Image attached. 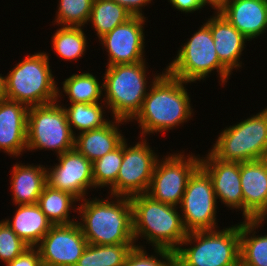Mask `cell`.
<instances>
[{
    "label": "cell",
    "instance_id": "obj_14",
    "mask_svg": "<svg viewBox=\"0 0 267 266\" xmlns=\"http://www.w3.org/2000/svg\"><path fill=\"white\" fill-rule=\"evenodd\" d=\"M58 158L59 164L49 171L46 169V185L83 200L87 189L94 188L92 162L75 147Z\"/></svg>",
    "mask_w": 267,
    "mask_h": 266
},
{
    "label": "cell",
    "instance_id": "obj_6",
    "mask_svg": "<svg viewBox=\"0 0 267 266\" xmlns=\"http://www.w3.org/2000/svg\"><path fill=\"white\" fill-rule=\"evenodd\" d=\"M145 61L107 66L103 89L104 102L114 119L129 122L140 111L146 92Z\"/></svg>",
    "mask_w": 267,
    "mask_h": 266
},
{
    "label": "cell",
    "instance_id": "obj_8",
    "mask_svg": "<svg viewBox=\"0 0 267 266\" xmlns=\"http://www.w3.org/2000/svg\"><path fill=\"white\" fill-rule=\"evenodd\" d=\"M176 59L165 69L170 75L184 82L204 80L211 71L217 70L222 83L227 82L231 72L220 62L214 39L207 23L178 50Z\"/></svg>",
    "mask_w": 267,
    "mask_h": 266
},
{
    "label": "cell",
    "instance_id": "obj_5",
    "mask_svg": "<svg viewBox=\"0 0 267 266\" xmlns=\"http://www.w3.org/2000/svg\"><path fill=\"white\" fill-rule=\"evenodd\" d=\"M51 72L48 54L26 56L6 76L7 99L28 108L58 101L60 91Z\"/></svg>",
    "mask_w": 267,
    "mask_h": 266
},
{
    "label": "cell",
    "instance_id": "obj_37",
    "mask_svg": "<svg viewBox=\"0 0 267 266\" xmlns=\"http://www.w3.org/2000/svg\"><path fill=\"white\" fill-rule=\"evenodd\" d=\"M120 6H123L126 10H128L133 16H141L143 6L150 4L152 0H113Z\"/></svg>",
    "mask_w": 267,
    "mask_h": 266
},
{
    "label": "cell",
    "instance_id": "obj_30",
    "mask_svg": "<svg viewBox=\"0 0 267 266\" xmlns=\"http://www.w3.org/2000/svg\"><path fill=\"white\" fill-rule=\"evenodd\" d=\"M52 37L55 52L65 60H77L85 53L87 40L81 27L62 26Z\"/></svg>",
    "mask_w": 267,
    "mask_h": 266
},
{
    "label": "cell",
    "instance_id": "obj_4",
    "mask_svg": "<svg viewBox=\"0 0 267 266\" xmlns=\"http://www.w3.org/2000/svg\"><path fill=\"white\" fill-rule=\"evenodd\" d=\"M174 252L176 266H240V224L223 230L195 231L187 234Z\"/></svg>",
    "mask_w": 267,
    "mask_h": 266
},
{
    "label": "cell",
    "instance_id": "obj_17",
    "mask_svg": "<svg viewBox=\"0 0 267 266\" xmlns=\"http://www.w3.org/2000/svg\"><path fill=\"white\" fill-rule=\"evenodd\" d=\"M205 158L200 160V166L212 180L216 199L219 198L228 207L242 210L240 162L219 160L211 152Z\"/></svg>",
    "mask_w": 267,
    "mask_h": 266
},
{
    "label": "cell",
    "instance_id": "obj_10",
    "mask_svg": "<svg viewBox=\"0 0 267 266\" xmlns=\"http://www.w3.org/2000/svg\"><path fill=\"white\" fill-rule=\"evenodd\" d=\"M216 200L212 180L199 166L190 176L180 204L188 233L216 228Z\"/></svg>",
    "mask_w": 267,
    "mask_h": 266
},
{
    "label": "cell",
    "instance_id": "obj_7",
    "mask_svg": "<svg viewBox=\"0 0 267 266\" xmlns=\"http://www.w3.org/2000/svg\"><path fill=\"white\" fill-rule=\"evenodd\" d=\"M211 153L222 161L246 162L267 158V110L226 127Z\"/></svg>",
    "mask_w": 267,
    "mask_h": 266
},
{
    "label": "cell",
    "instance_id": "obj_31",
    "mask_svg": "<svg viewBox=\"0 0 267 266\" xmlns=\"http://www.w3.org/2000/svg\"><path fill=\"white\" fill-rule=\"evenodd\" d=\"M123 160V143L114 151L92 163L94 187H111L117 179Z\"/></svg>",
    "mask_w": 267,
    "mask_h": 266
},
{
    "label": "cell",
    "instance_id": "obj_38",
    "mask_svg": "<svg viewBox=\"0 0 267 266\" xmlns=\"http://www.w3.org/2000/svg\"><path fill=\"white\" fill-rule=\"evenodd\" d=\"M0 74V101L7 99L6 92V76H1Z\"/></svg>",
    "mask_w": 267,
    "mask_h": 266
},
{
    "label": "cell",
    "instance_id": "obj_29",
    "mask_svg": "<svg viewBox=\"0 0 267 266\" xmlns=\"http://www.w3.org/2000/svg\"><path fill=\"white\" fill-rule=\"evenodd\" d=\"M103 106L100 103H71L70 107H64L67 120L72 130L73 127L83 131L97 129L105 126L109 121L104 119Z\"/></svg>",
    "mask_w": 267,
    "mask_h": 266
},
{
    "label": "cell",
    "instance_id": "obj_9",
    "mask_svg": "<svg viewBox=\"0 0 267 266\" xmlns=\"http://www.w3.org/2000/svg\"><path fill=\"white\" fill-rule=\"evenodd\" d=\"M56 102L28 109L27 150H55L58 157L75 147L76 133L70 128L64 106Z\"/></svg>",
    "mask_w": 267,
    "mask_h": 266
},
{
    "label": "cell",
    "instance_id": "obj_2",
    "mask_svg": "<svg viewBox=\"0 0 267 266\" xmlns=\"http://www.w3.org/2000/svg\"><path fill=\"white\" fill-rule=\"evenodd\" d=\"M77 207L82 222L81 231L88 244H134L133 208L130 197L119 196L117 201L83 199Z\"/></svg>",
    "mask_w": 267,
    "mask_h": 266
},
{
    "label": "cell",
    "instance_id": "obj_26",
    "mask_svg": "<svg viewBox=\"0 0 267 266\" xmlns=\"http://www.w3.org/2000/svg\"><path fill=\"white\" fill-rule=\"evenodd\" d=\"M132 17L128 10L113 0H94L89 21L93 24L97 36L101 38Z\"/></svg>",
    "mask_w": 267,
    "mask_h": 266
},
{
    "label": "cell",
    "instance_id": "obj_13",
    "mask_svg": "<svg viewBox=\"0 0 267 266\" xmlns=\"http://www.w3.org/2000/svg\"><path fill=\"white\" fill-rule=\"evenodd\" d=\"M87 245L76 221L68 225H53L36 248L43 266H74Z\"/></svg>",
    "mask_w": 267,
    "mask_h": 266
},
{
    "label": "cell",
    "instance_id": "obj_25",
    "mask_svg": "<svg viewBox=\"0 0 267 266\" xmlns=\"http://www.w3.org/2000/svg\"><path fill=\"white\" fill-rule=\"evenodd\" d=\"M75 201L79 200L70 193L45 185L37 204L52 225H68L75 223V220L69 217L70 209H72L70 207Z\"/></svg>",
    "mask_w": 267,
    "mask_h": 266
},
{
    "label": "cell",
    "instance_id": "obj_35",
    "mask_svg": "<svg viewBox=\"0 0 267 266\" xmlns=\"http://www.w3.org/2000/svg\"><path fill=\"white\" fill-rule=\"evenodd\" d=\"M6 266H43L38 248L29 247Z\"/></svg>",
    "mask_w": 267,
    "mask_h": 266
},
{
    "label": "cell",
    "instance_id": "obj_23",
    "mask_svg": "<svg viewBox=\"0 0 267 266\" xmlns=\"http://www.w3.org/2000/svg\"><path fill=\"white\" fill-rule=\"evenodd\" d=\"M10 182L14 204H36L46 185V168L42 165H20L12 167Z\"/></svg>",
    "mask_w": 267,
    "mask_h": 266
},
{
    "label": "cell",
    "instance_id": "obj_18",
    "mask_svg": "<svg viewBox=\"0 0 267 266\" xmlns=\"http://www.w3.org/2000/svg\"><path fill=\"white\" fill-rule=\"evenodd\" d=\"M216 10L248 41L267 30V0H225Z\"/></svg>",
    "mask_w": 267,
    "mask_h": 266
},
{
    "label": "cell",
    "instance_id": "obj_15",
    "mask_svg": "<svg viewBox=\"0 0 267 266\" xmlns=\"http://www.w3.org/2000/svg\"><path fill=\"white\" fill-rule=\"evenodd\" d=\"M144 22V16H133L99 38L109 53L107 66L145 61L143 59Z\"/></svg>",
    "mask_w": 267,
    "mask_h": 266
},
{
    "label": "cell",
    "instance_id": "obj_36",
    "mask_svg": "<svg viewBox=\"0 0 267 266\" xmlns=\"http://www.w3.org/2000/svg\"><path fill=\"white\" fill-rule=\"evenodd\" d=\"M175 9L181 12H194L202 9L207 3L204 0H169Z\"/></svg>",
    "mask_w": 267,
    "mask_h": 266
},
{
    "label": "cell",
    "instance_id": "obj_33",
    "mask_svg": "<svg viewBox=\"0 0 267 266\" xmlns=\"http://www.w3.org/2000/svg\"><path fill=\"white\" fill-rule=\"evenodd\" d=\"M155 253L161 256V259L154 255H147L146 251L138 245H135L126 256L123 266H172L174 264V252L167 249L154 248Z\"/></svg>",
    "mask_w": 267,
    "mask_h": 266
},
{
    "label": "cell",
    "instance_id": "obj_19",
    "mask_svg": "<svg viewBox=\"0 0 267 266\" xmlns=\"http://www.w3.org/2000/svg\"><path fill=\"white\" fill-rule=\"evenodd\" d=\"M28 107L17 101H0V150L20 156L27 149Z\"/></svg>",
    "mask_w": 267,
    "mask_h": 266
},
{
    "label": "cell",
    "instance_id": "obj_22",
    "mask_svg": "<svg viewBox=\"0 0 267 266\" xmlns=\"http://www.w3.org/2000/svg\"><path fill=\"white\" fill-rule=\"evenodd\" d=\"M5 220L17 236L30 247H36L53 226L37 203L18 205L13 221Z\"/></svg>",
    "mask_w": 267,
    "mask_h": 266
},
{
    "label": "cell",
    "instance_id": "obj_20",
    "mask_svg": "<svg viewBox=\"0 0 267 266\" xmlns=\"http://www.w3.org/2000/svg\"><path fill=\"white\" fill-rule=\"evenodd\" d=\"M215 13L206 23L210 27L220 62L232 72L234 68L241 67L239 59L248 39L218 11Z\"/></svg>",
    "mask_w": 267,
    "mask_h": 266
},
{
    "label": "cell",
    "instance_id": "obj_28",
    "mask_svg": "<svg viewBox=\"0 0 267 266\" xmlns=\"http://www.w3.org/2000/svg\"><path fill=\"white\" fill-rule=\"evenodd\" d=\"M63 90L71 103H97L103 91L98 80L91 73L73 74L63 82Z\"/></svg>",
    "mask_w": 267,
    "mask_h": 266
},
{
    "label": "cell",
    "instance_id": "obj_24",
    "mask_svg": "<svg viewBox=\"0 0 267 266\" xmlns=\"http://www.w3.org/2000/svg\"><path fill=\"white\" fill-rule=\"evenodd\" d=\"M263 221L244 220L240 224V266H267V235H254Z\"/></svg>",
    "mask_w": 267,
    "mask_h": 266
},
{
    "label": "cell",
    "instance_id": "obj_27",
    "mask_svg": "<svg viewBox=\"0 0 267 266\" xmlns=\"http://www.w3.org/2000/svg\"><path fill=\"white\" fill-rule=\"evenodd\" d=\"M134 244L93 245L88 244L77 266H123Z\"/></svg>",
    "mask_w": 267,
    "mask_h": 266
},
{
    "label": "cell",
    "instance_id": "obj_16",
    "mask_svg": "<svg viewBox=\"0 0 267 266\" xmlns=\"http://www.w3.org/2000/svg\"><path fill=\"white\" fill-rule=\"evenodd\" d=\"M244 220L267 217V158L240 162Z\"/></svg>",
    "mask_w": 267,
    "mask_h": 266
},
{
    "label": "cell",
    "instance_id": "obj_21",
    "mask_svg": "<svg viewBox=\"0 0 267 266\" xmlns=\"http://www.w3.org/2000/svg\"><path fill=\"white\" fill-rule=\"evenodd\" d=\"M121 122L126 121L115 119L112 122L109 120L105 126L79 132L80 135L75 137V149L92 163L107 153L114 151L125 140L116 126L117 123Z\"/></svg>",
    "mask_w": 267,
    "mask_h": 266
},
{
    "label": "cell",
    "instance_id": "obj_12",
    "mask_svg": "<svg viewBox=\"0 0 267 266\" xmlns=\"http://www.w3.org/2000/svg\"><path fill=\"white\" fill-rule=\"evenodd\" d=\"M173 154L163 161L158 159L147 191L153 200L177 206L181 204L188 180L200 166V157ZM160 163V164H159Z\"/></svg>",
    "mask_w": 267,
    "mask_h": 266
},
{
    "label": "cell",
    "instance_id": "obj_32",
    "mask_svg": "<svg viewBox=\"0 0 267 266\" xmlns=\"http://www.w3.org/2000/svg\"><path fill=\"white\" fill-rule=\"evenodd\" d=\"M94 0H59L56 22L63 26L82 27L90 18Z\"/></svg>",
    "mask_w": 267,
    "mask_h": 266
},
{
    "label": "cell",
    "instance_id": "obj_39",
    "mask_svg": "<svg viewBox=\"0 0 267 266\" xmlns=\"http://www.w3.org/2000/svg\"><path fill=\"white\" fill-rule=\"evenodd\" d=\"M207 4L212 5L215 10L225 1V0H204Z\"/></svg>",
    "mask_w": 267,
    "mask_h": 266
},
{
    "label": "cell",
    "instance_id": "obj_34",
    "mask_svg": "<svg viewBox=\"0 0 267 266\" xmlns=\"http://www.w3.org/2000/svg\"><path fill=\"white\" fill-rule=\"evenodd\" d=\"M30 246L20 239L6 224L0 221V260L5 264L13 261Z\"/></svg>",
    "mask_w": 267,
    "mask_h": 266
},
{
    "label": "cell",
    "instance_id": "obj_1",
    "mask_svg": "<svg viewBox=\"0 0 267 266\" xmlns=\"http://www.w3.org/2000/svg\"><path fill=\"white\" fill-rule=\"evenodd\" d=\"M150 92L144 98L140 111L133 120H137L146 134L163 132L184 123L191 117L190 98L181 79L167 71L155 75Z\"/></svg>",
    "mask_w": 267,
    "mask_h": 266
},
{
    "label": "cell",
    "instance_id": "obj_3",
    "mask_svg": "<svg viewBox=\"0 0 267 266\" xmlns=\"http://www.w3.org/2000/svg\"><path fill=\"white\" fill-rule=\"evenodd\" d=\"M130 200L134 241L139 236L146 237L155 248L175 252L188 234L177 207L153 200L147 194L134 195Z\"/></svg>",
    "mask_w": 267,
    "mask_h": 266
},
{
    "label": "cell",
    "instance_id": "obj_11",
    "mask_svg": "<svg viewBox=\"0 0 267 266\" xmlns=\"http://www.w3.org/2000/svg\"><path fill=\"white\" fill-rule=\"evenodd\" d=\"M157 157L147 145L146 139L129 148L124 140L122 164L116 182L109 187L111 195L118 198L146 194L158 161Z\"/></svg>",
    "mask_w": 267,
    "mask_h": 266
}]
</instances>
